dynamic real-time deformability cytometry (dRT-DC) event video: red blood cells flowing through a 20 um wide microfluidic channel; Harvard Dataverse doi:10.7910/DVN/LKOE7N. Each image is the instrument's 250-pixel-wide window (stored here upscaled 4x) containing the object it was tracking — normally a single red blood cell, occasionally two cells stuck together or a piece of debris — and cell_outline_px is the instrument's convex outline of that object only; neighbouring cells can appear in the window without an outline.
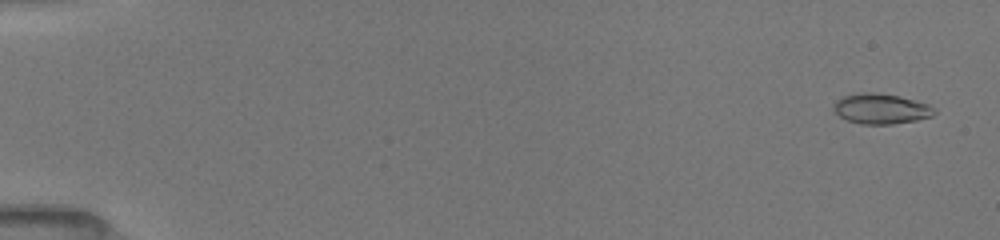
{"species": "common noctule bat (a hibernating species)", "species_latin": "Nyctalus noctula", "temperature_condition": "room temperature", "stored_images_in_passage": 41, "camera_frame_rate_fps": 3000, "um_per_image_px": 0.085, "animal": {"sex": "female", "body_mass_g": 19.5, "forearm_length_mm": 54.1}, "frame": {"image": 1, "passage_image": 3, "time_ms": 0.667, "image_size_px": [1000, 240], "cell_outline_px": [[936, 112], [932, 116], [916, 120], [892, 124], [860, 124], [848, 120], [840, 116], [832, 108], [832, 104], [836, 100], [844, 96], [860, 92], [872, 92], [900, 96], [928, 104], [936, 108]], "centroid_in_image_um": [74.88, 9.24], "position_along_channel_um": 10.1, "area_um2": 17.8}}
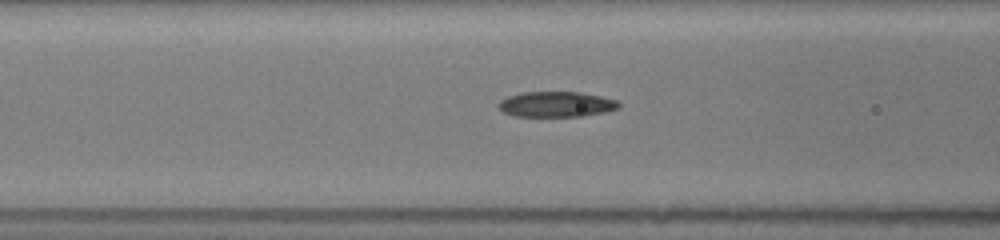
{"frame": {"image": 2, "passage_image": 26, "time_ms": 7.333, "image_size_px": [1000, 240], "cell_outline_px": [[620, 108], [608, 112], [584, 116], [512, 116], [504, 112], [496, 104], [500, 100], [508, 96], [520, 92], [580, 92], [600, 96], [616, 100], [620, 104]], "centroid_in_image_um": [47.29, 8.86], "position_along_channel_um": 119.3, "area_um2": 17.98}}
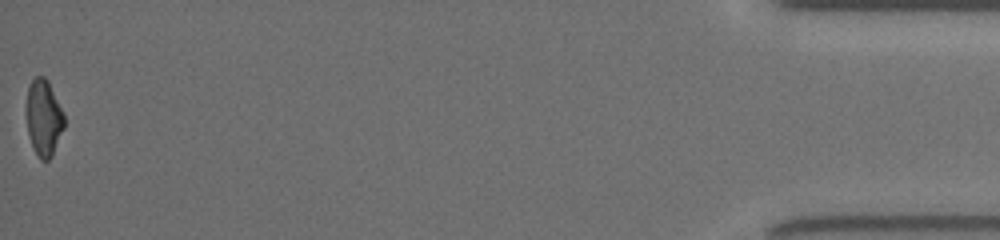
{"frame": {"image": 3, "passage_image": 41, "time_ms": 17.333, "image_size_px": [1000, 240], "cell_outline_px": [[64, 128], [52, 156], [48, 160], [40, 160], [32, 144], [28, 132], [24, 112], [24, 108], [28, 88], [32, 80], [36, 76], [44, 76], [48, 80], [64, 112]], "centroid_in_image_um": [3.7, 9.98], "position_along_channel_um": 431.5, "area_um2": 17.17}, "authors_computed_cell_mechanics": {"area_um2": 17.6868, "velocity_mm_per_s": 4.0111, "shape_relaxation_time_tau1_ms": 4.7653, "shape_relaxation_time_tau2_ms": 5.5529, "deformation_change_tau1": 0.1612, "deformation_change_tau2": 0.1312}}